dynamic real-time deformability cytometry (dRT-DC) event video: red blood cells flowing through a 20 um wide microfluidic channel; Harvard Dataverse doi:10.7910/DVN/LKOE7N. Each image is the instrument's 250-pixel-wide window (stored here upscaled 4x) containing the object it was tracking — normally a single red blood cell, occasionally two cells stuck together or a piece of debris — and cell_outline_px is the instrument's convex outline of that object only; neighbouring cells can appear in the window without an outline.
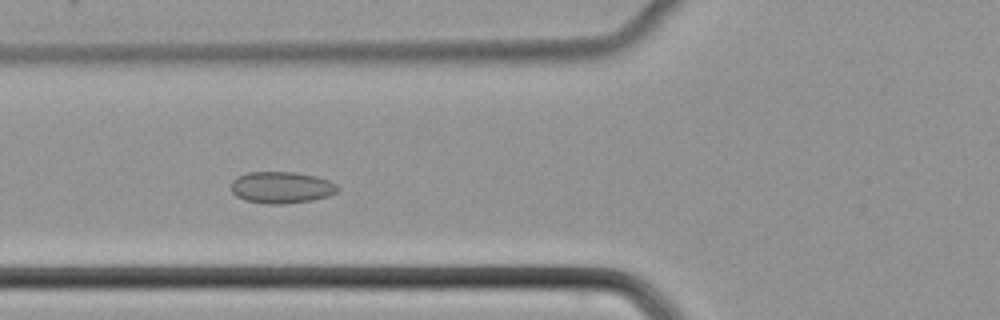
{"species": "common noctule bat (a hibernating species)", "species_latin": "Nyctalus noctula", "temperature_condition": "cold", "stored_images_in_passage": 48, "camera_frame_rate_fps": 3000, "um_per_image_px": 0.085, "animal": {"sex": "female", "body_mass_g": 22.7, "forearm_length_mm": 54.2}, "frame": {"image": 1, "passage_image": 16, "time_ms": 5.0, "image_size_px": [1000, 320], "cell_outline_px": [[340, 188], [336, 192], [328, 196], [312, 200], [284, 204], [268, 204], [244, 200], [236, 196], [232, 192], [232, 180], [236, 176], [248, 172], [296, 172], [316, 176], [328, 180], [336, 184]], "centroid_in_image_um": [23.91, 15.93], "position_along_channel_um": 101.9, "area_um2": 19.77}}
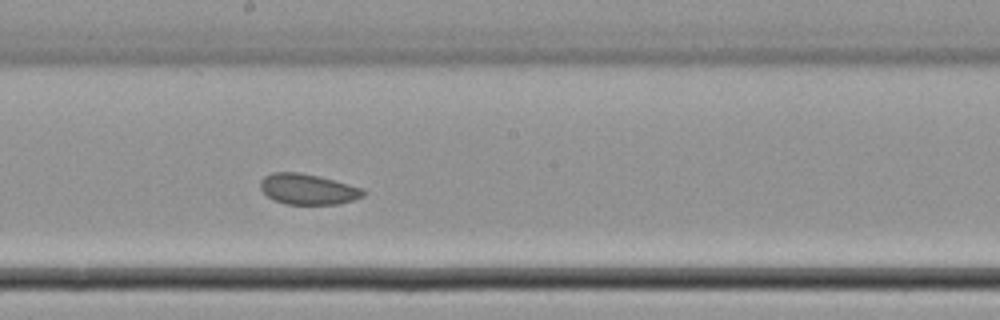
{"frame": {"image": 2, "passage_image": 25, "time_ms": 8.0, "image_size_px": [1000, 320], "cell_outline_px": [[368, 192], [364, 196], [352, 200], [336, 204], [284, 204], [268, 196], [260, 188], [260, 180], [264, 176], [272, 172], [300, 172], [364, 188]], "centroid_in_image_um": [26.17, 16.08], "position_along_channel_um": 222.0, "area_um2": 18.26}}
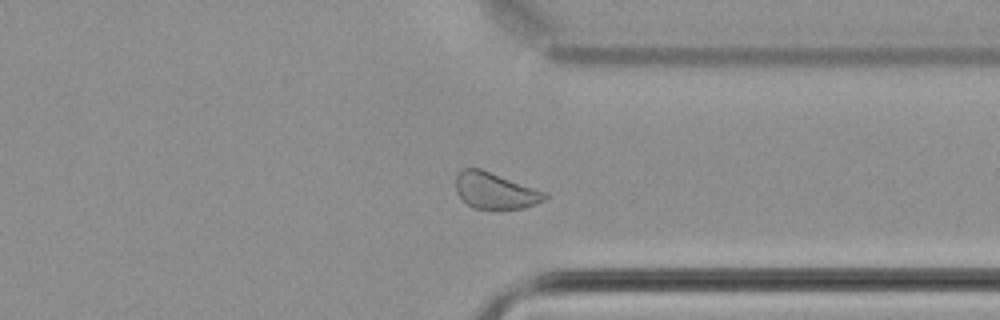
{"frame": {"image": 3, "passage_image": 36, "time_ms": 11.667, "image_size_px": [1000, 320], "cell_outline_px": [[548, 196], [544, 200], [536, 204], [524, 208], [496, 212], [472, 208], [456, 192], [456, 172], [464, 168], [480, 168], [548, 192]], "centroid_in_image_um": [42.11, 16.25], "position_along_channel_um": 369.3, "area_um2": 19.59}}